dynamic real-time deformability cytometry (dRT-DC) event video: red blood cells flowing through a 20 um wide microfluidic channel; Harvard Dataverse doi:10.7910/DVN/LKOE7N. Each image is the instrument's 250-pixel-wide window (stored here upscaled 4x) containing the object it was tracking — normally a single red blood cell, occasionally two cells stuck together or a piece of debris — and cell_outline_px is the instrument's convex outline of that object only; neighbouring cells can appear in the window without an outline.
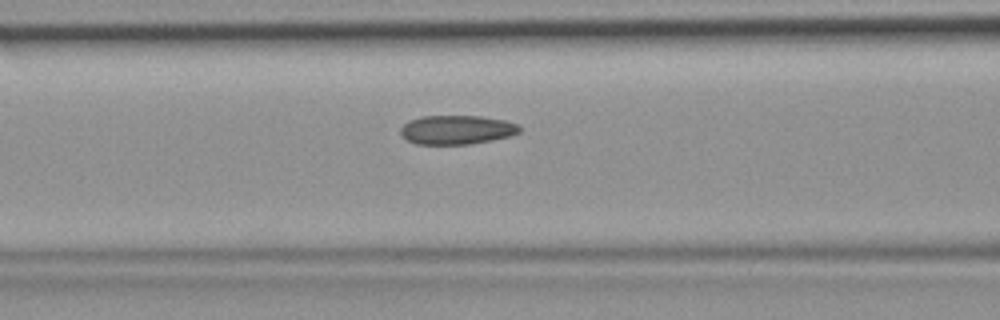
{"species": "common noctule bat (a hibernating species)", "species_latin": "Nyctalus noctula", "temperature_condition": "room temperature", "stored_images_in_passage": 41, "camera_frame_rate_fps": 3000, "um_per_image_px": 0.085, "animal": {"sex": "female", "body_mass_g": 19.9}, "frame": {"image": 1, "passage_image": 13, "time_ms": 4.0, "image_size_px": [1000, 320], "cell_outline_px": [[520, 132], [508, 136], [492, 140], [468, 144], [416, 144], [408, 140], [400, 132], [400, 128], [408, 120], [420, 116], [480, 116], [504, 120], [516, 124], [520, 128]], "centroid_in_image_um": [38.79, 11.02], "position_along_channel_um": 127.8, "area_um2": 20.0}}
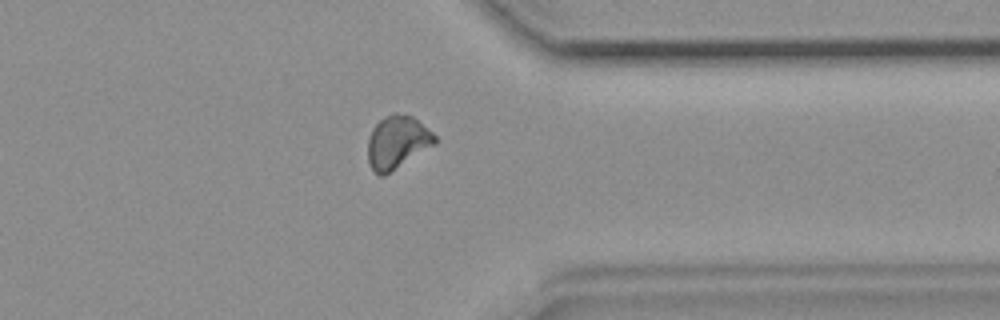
{"frame": {"image": 2, "passage_image": 31, "time_ms": 10.0, "image_size_px": [1000, 320], "cell_outline_px": [[436, 144], [384, 176], [380, 176], [372, 172], [368, 160], [368, 140], [372, 128], [384, 116], [396, 112], [412, 116], [432, 132], [436, 136]], "centroid_in_image_um": [33.75, 12.1], "position_along_channel_um": 377.7, "area_um2": 20.75}}
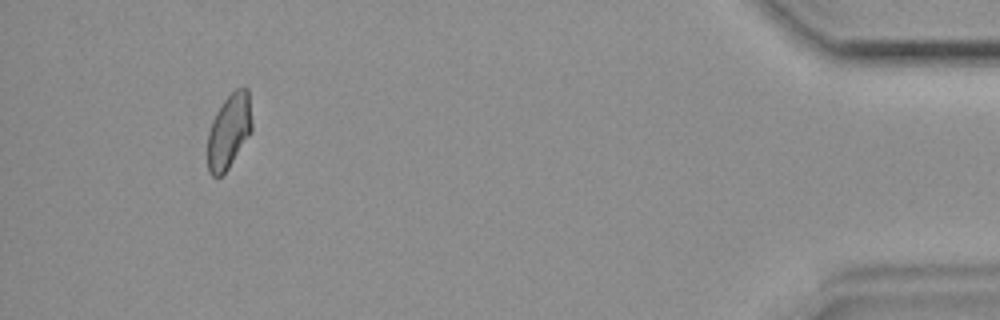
{"frame": {"image": 3, "passage_image": 38, "time_ms": 12.333, "image_size_px": [1000, 320], "cell_outline_px": [[252, 128], [248, 136], [228, 168], [220, 176], [212, 176], [208, 172], [208, 132], [212, 120], [216, 112], [224, 100], [236, 88], [248, 88], [252, 120]], "centroid_in_image_um": [19.46, 11.13], "position_along_channel_um": 415.7, "area_um2": 19.02}}